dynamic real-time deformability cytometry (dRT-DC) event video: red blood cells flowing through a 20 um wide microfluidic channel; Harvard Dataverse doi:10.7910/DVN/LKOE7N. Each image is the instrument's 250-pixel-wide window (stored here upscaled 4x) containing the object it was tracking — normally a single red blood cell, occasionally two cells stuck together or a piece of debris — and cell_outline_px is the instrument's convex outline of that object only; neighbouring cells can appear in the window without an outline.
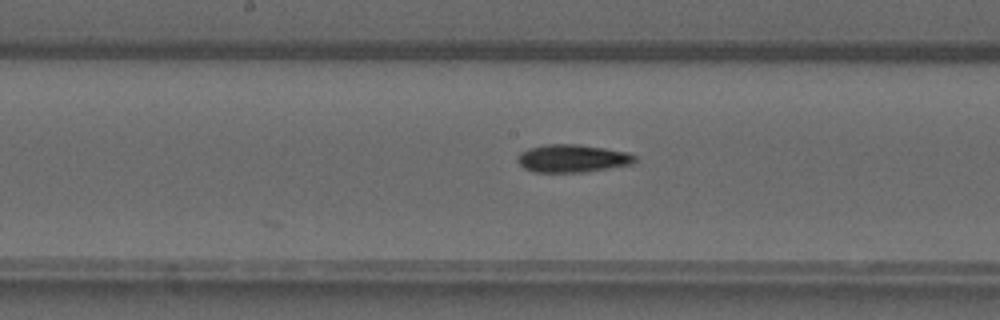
{"species": "common noctule bat (a hibernating species)", "species_latin": "Nyctalus noctula", "temperature_condition": "warm", "stored_images_in_passage": 23, "camera_frame_rate_fps": 3000, "um_per_image_px": 0.085, "animal": {"sex": "male", "forearm_length_mm": 52.5}, "frame": {"image": 1, "passage_image": 23, "time_ms": 7.333, "image_size_px": [1000, 320], "cell_outline_px": [[636, 160], [632, 164], [588, 172], [532, 172], [524, 168], [516, 160], [516, 156], [520, 152], [528, 148], [544, 144], [580, 144], [628, 152], [636, 156]], "centroid_in_image_um": [48.63, 13.46], "position_along_channel_um": 199.6, "area_um2": 19.31}}